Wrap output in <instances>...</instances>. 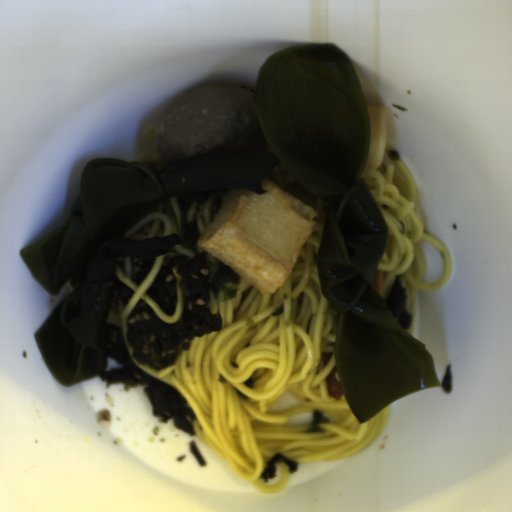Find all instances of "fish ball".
I'll return each instance as SVG.
<instances>
[{
    "instance_id": "29854b86",
    "label": "fish ball",
    "mask_w": 512,
    "mask_h": 512,
    "mask_svg": "<svg viewBox=\"0 0 512 512\" xmlns=\"http://www.w3.org/2000/svg\"><path fill=\"white\" fill-rule=\"evenodd\" d=\"M260 185L262 194L228 188L196 244L271 295L287 282L318 213L276 183Z\"/></svg>"
}]
</instances>
